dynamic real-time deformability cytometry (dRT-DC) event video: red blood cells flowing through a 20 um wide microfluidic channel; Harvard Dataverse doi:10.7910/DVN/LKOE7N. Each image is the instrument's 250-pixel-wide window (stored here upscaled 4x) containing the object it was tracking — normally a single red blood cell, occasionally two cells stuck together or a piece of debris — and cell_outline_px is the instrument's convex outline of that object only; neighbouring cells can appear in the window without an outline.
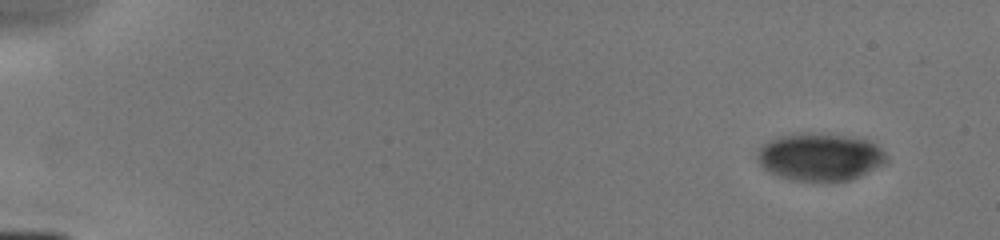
{"species": "human", "species_latin": "Homo sapiens", "temperature_condition": "cold", "stored_images_in_passage": 10, "camera_frame_rate_fps": 3000, "um_per_image_px": 0.085, "donor": {"sex": "male"}, "frame": {"image": 1, "passage_image": 1, "time_ms": 0.0, "image_size_px": [1000, 240], "cell_outline_px": [[888, 160], [884, 164], [852, 180], [792, 180], [776, 176], [768, 172], [756, 160], [756, 152], [760, 144], [768, 140], [780, 136], [800, 132], [804, 132], [844, 136], [868, 140], [876, 144], [888, 156]], "centroid_in_image_um": [69.65, 13.33], "position_along_channel_um": 15.4, "area_um2": 36.01}}
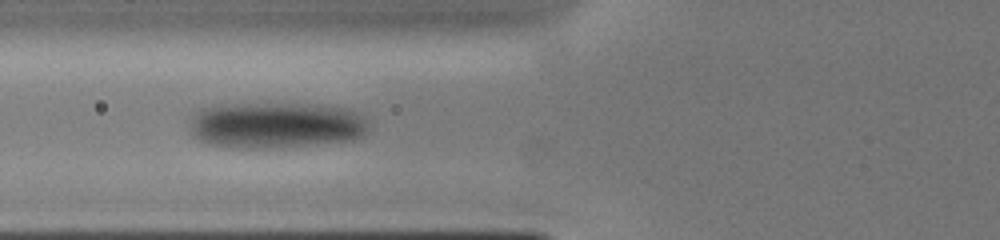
{"frame": {"image": 2, "passage_image": 7, "time_ms": 5.667, "image_size_px": [1000, 240], "cell_outline_px": [[368, 132], [364, 136], [352, 140], [284, 148], [224, 148], [200, 140], [192, 136], [192, 124], [196, 112], [200, 108], [216, 104], [316, 104], [344, 108], [360, 116], [364, 120], [368, 128]], "centroid_in_image_um": [23.43, 10.66], "position_along_channel_um": 102.4, "area_um2": 48.32}}
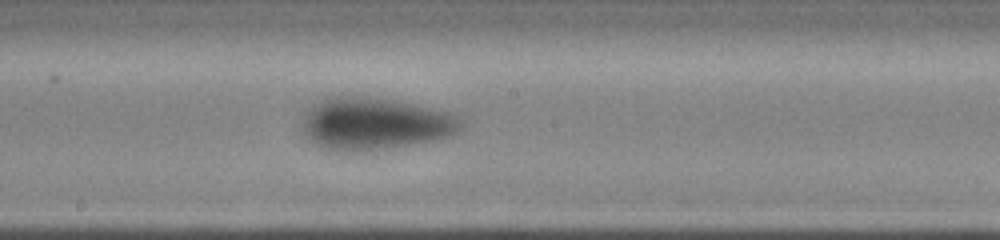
{"frame": {"image": 3, "passage_image": 10, "time_ms": 8.333, "image_size_px": [1000, 240], "cell_outline_px": [[460, 128], [456, 132], [448, 136], [408, 144], [384, 148], [328, 148], [320, 144], [308, 136], [300, 128], [304, 112], [312, 104], [320, 100], [332, 96], [360, 96], [392, 100], [444, 112], [456, 116], [460, 120]], "centroid_in_image_um": [31.77, 10.45], "position_along_channel_um": 216.4, "area_um2": 46.07}}